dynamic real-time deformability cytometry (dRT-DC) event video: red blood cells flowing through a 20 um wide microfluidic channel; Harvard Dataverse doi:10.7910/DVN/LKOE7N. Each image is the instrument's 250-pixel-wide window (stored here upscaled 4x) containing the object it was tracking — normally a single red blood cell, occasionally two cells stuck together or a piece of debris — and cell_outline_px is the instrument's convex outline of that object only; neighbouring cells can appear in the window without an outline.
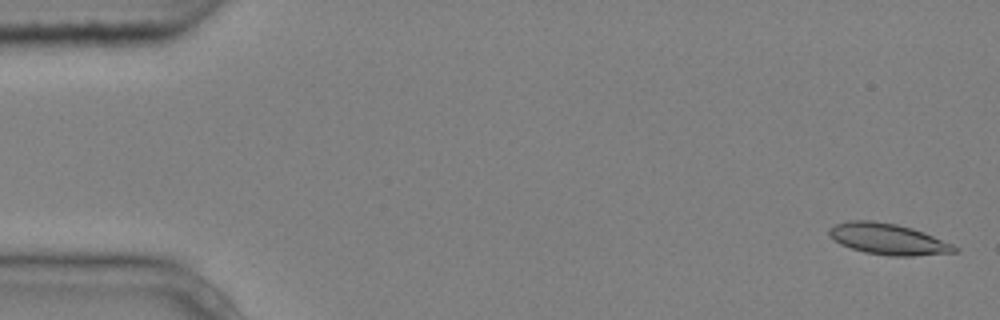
{"species": "common noctule bat (a hibernating species)", "species_latin": "Nyctalus noctula", "temperature_condition": "cold", "stored_images_in_passage": 5, "camera_frame_rate_fps": 3000, "um_per_image_px": 0.085, "animal": {"sex": "male", "body_mass_g": 20.4}, "frame": {"image": 1, "passage_image": 1, "time_ms": 0.0, "image_size_px": [1000, 320], "cell_outline_px": [[960, 252], [912, 256], [892, 256], [864, 252], [840, 244], [828, 236], [828, 228], [836, 224], [848, 220], [872, 220], [896, 224], [912, 228], [924, 232], [952, 244], [960, 248]], "centroid_in_image_um": [75.48, 20.32], "position_along_channel_um": 9.5, "area_um2": 22.89}}
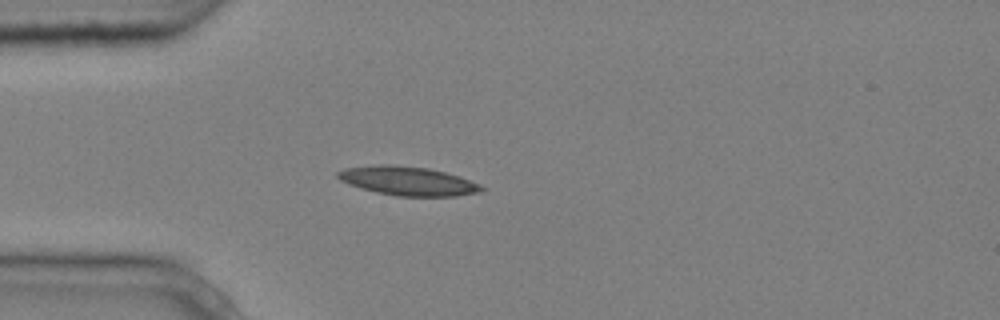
{"frame": {"image": 2, "passage_image": 5, "time_ms": 1.333, "image_size_px": [1000, 320], "cell_outline_px": [[488, 188], [480, 192], [456, 196], [396, 196], [376, 192], [360, 188], [348, 184], [340, 180], [336, 176], [336, 172], [344, 168], [380, 164], [392, 164], [428, 168], [460, 176], [480, 184]], "centroid_in_image_um": [34.67, 15.38], "position_along_channel_um": 50.3, "area_um2": 24.45}}